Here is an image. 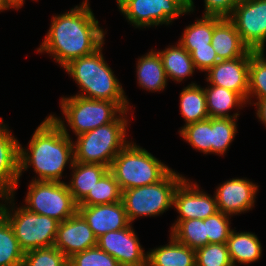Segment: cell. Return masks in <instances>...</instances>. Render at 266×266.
<instances>
[{"label":"cell","instance_id":"obj_32","mask_svg":"<svg viewBox=\"0 0 266 266\" xmlns=\"http://www.w3.org/2000/svg\"><path fill=\"white\" fill-rule=\"evenodd\" d=\"M238 119L211 118V154L223 156L234 142Z\"/></svg>","mask_w":266,"mask_h":266},{"label":"cell","instance_id":"obj_15","mask_svg":"<svg viewBox=\"0 0 266 266\" xmlns=\"http://www.w3.org/2000/svg\"><path fill=\"white\" fill-rule=\"evenodd\" d=\"M20 141L0 117V198L14 195L19 179Z\"/></svg>","mask_w":266,"mask_h":266},{"label":"cell","instance_id":"obj_28","mask_svg":"<svg viewBox=\"0 0 266 266\" xmlns=\"http://www.w3.org/2000/svg\"><path fill=\"white\" fill-rule=\"evenodd\" d=\"M169 232L177 242L194 250L209 244L206 224L201 219L174 221Z\"/></svg>","mask_w":266,"mask_h":266},{"label":"cell","instance_id":"obj_13","mask_svg":"<svg viewBox=\"0 0 266 266\" xmlns=\"http://www.w3.org/2000/svg\"><path fill=\"white\" fill-rule=\"evenodd\" d=\"M133 225L110 231L97 239V246L121 266H147L148 252L142 247Z\"/></svg>","mask_w":266,"mask_h":266},{"label":"cell","instance_id":"obj_36","mask_svg":"<svg viewBox=\"0 0 266 266\" xmlns=\"http://www.w3.org/2000/svg\"><path fill=\"white\" fill-rule=\"evenodd\" d=\"M68 266H121L119 262L98 246L74 254Z\"/></svg>","mask_w":266,"mask_h":266},{"label":"cell","instance_id":"obj_39","mask_svg":"<svg viewBox=\"0 0 266 266\" xmlns=\"http://www.w3.org/2000/svg\"><path fill=\"white\" fill-rule=\"evenodd\" d=\"M190 55L196 70L204 73L219 61L212 44L209 47L195 48Z\"/></svg>","mask_w":266,"mask_h":266},{"label":"cell","instance_id":"obj_14","mask_svg":"<svg viewBox=\"0 0 266 266\" xmlns=\"http://www.w3.org/2000/svg\"><path fill=\"white\" fill-rule=\"evenodd\" d=\"M259 186L245 177L222 181L214 191L218 211L232 217L252 211Z\"/></svg>","mask_w":266,"mask_h":266},{"label":"cell","instance_id":"obj_7","mask_svg":"<svg viewBox=\"0 0 266 266\" xmlns=\"http://www.w3.org/2000/svg\"><path fill=\"white\" fill-rule=\"evenodd\" d=\"M15 194L0 198V212L12 226L21 249L25 252L54 246L59 223L22 206H15Z\"/></svg>","mask_w":266,"mask_h":266},{"label":"cell","instance_id":"obj_6","mask_svg":"<svg viewBox=\"0 0 266 266\" xmlns=\"http://www.w3.org/2000/svg\"><path fill=\"white\" fill-rule=\"evenodd\" d=\"M109 170L124 191L159 182L172 168L131 140L115 156Z\"/></svg>","mask_w":266,"mask_h":266},{"label":"cell","instance_id":"obj_10","mask_svg":"<svg viewBox=\"0 0 266 266\" xmlns=\"http://www.w3.org/2000/svg\"><path fill=\"white\" fill-rule=\"evenodd\" d=\"M27 187L23 206L32 212L62 222L78 211V204L74 201L65 181L30 180Z\"/></svg>","mask_w":266,"mask_h":266},{"label":"cell","instance_id":"obj_35","mask_svg":"<svg viewBox=\"0 0 266 266\" xmlns=\"http://www.w3.org/2000/svg\"><path fill=\"white\" fill-rule=\"evenodd\" d=\"M21 266H68V258L55 246L25 252Z\"/></svg>","mask_w":266,"mask_h":266},{"label":"cell","instance_id":"obj_3","mask_svg":"<svg viewBox=\"0 0 266 266\" xmlns=\"http://www.w3.org/2000/svg\"><path fill=\"white\" fill-rule=\"evenodd\" d=\"M104 44L94 53L70 61L63 70L78 85L75 95L116 102L123 110H133L121 82L103 55Z\"/></svg>","mask_w":266,"mask_h":266},{"label":"cell","instance_id":"obj_38","mask_svg":"<svg viewBox=\"0 0 266 266\" xmlns=\"http://www.w3.org/2000/svg\"><path fill=\"white\" fill-rule=\"evenodd\" d=\"M241 0H204L203 16L228 18ZM194 0H188L189 11H195Z\"/></svg>","mask_w":266,"mask_h":266},{"label":"cell","instance_id":"obj_33","mask_svg":"<svg viewBox=\"0 0 266 266\" xmlns=\"http://www.w3.org/2000/svg\"><path fill=\"white\" fill-rule=\"evenodd\" d=\"M178 132L194 150L211 154V118L184 125Z\"/></svg>","mask_w":266,"mask_h":266},{"label":"cell","instance_id":"obj_30","mask_svg":"<svg viewBox=\"0 0 266 266\" xmlns=\"http://www.w3.org/2000/svg\"><path fill=\"white\" fill-rule=\"evenodd\" d=\"M121 196L122 190L112 172L108 170L78 206L115 203L121 201Z\"/></svg>","mask_w":266,"mask_h":266},{"label":"cell","instance_id":"obj_23","mask_svg":"<svg viewBox=\"0 0 266 266\" xmlns=\"http://www.w3.org/2000/svg\"><path fill=\"white\" fill-rule=\"evenodd\" d=\"M226 244L233 266L248 265L258 262L262 258L261 241L253 232H237L232 229Z\"/></svg>","mask_w":266,"mask_h":266},{"label":"cell","instance_id":"obj_20","mask_svg":"<svg viewBox=\"0 0 266 266\" xmlns=\"http://www.w3.org/2000/svg\"><path fill=\"white\" fill-rule=\"evenodd\" d=\"M135 73L136 82L142 90L160 93L167 87L163 62L156 49H150L148 53L137 58Z\"/></svg>","mask_w":266,"mask_h":266},{"label":"cell","instance_id":"obj_25","mask_svg":"<svg viewBox=\"0 0 266 266\" xmlns=\"http://www.w3.org/2000/svg\"><path fill=\"white\" fill-rule=\"evenodd\" d=\"M157 51L161 56L168 81L180 84L197 71L190 53L179 42Z\"/></svg>","mask_w":266,"mask_h":266},{"label":"cell","instance_id":"obj_18","mask_svg":"<svg viewBox=\"0 0 266 266\" xmlns=\"http://www.w3.org/2000/svg\"><path fill=\"white\" fill-rule=\"evenodd\" d=\"M78 212L86 220L97 239L105 233L124 229L131 224L122 201L102 205L78 206Z\"/></svg>","mask_w":266,"mask_h":266},{"label":"cell","instance_id":"obj_24","mask_svg":"<svg viewBox=\"0 0 266 266\" xmlns=\"http://www.w3.org/2000/svg\"><path fill=\"white\" fill-rule=\"evenodd\" d=\"M71 179L66 182L74 201L79 204L96 185L101 177L109 170V167L93 163H73Z\"/></svg>","mask_w":266,"mask_h":266},{"label":"cell","instance_id":"obj_29","mask_svg":"<svg viewBox=\"0 0 266 266\" xmlns=\"http://www.w3.org/2000/svg\"><path fill=\"white\" fill-rule=\"evenodd\" d=\"M24 254L12 226L0 212V266H21Z\"/></svg>","mask_w":266,"mask_h":266},{"label":"cell","instance_id":"obj_2","mask_svg":"<svg viewBox=\"0 0 266 266\" xmlns=\"http://www.w3.org/2000/svg\"><path fill=\"white\" fill-rule=\"evenodd\" d=\"M27 146L20 144L19 179L31 167L33 181L64 182L63 171L74 163L73 139L50 115L36 127Z\"/></svg>","mask_w":266,"mask_h":266},{"label":"cell","instance_id":"obj_21","mask_svg":"<svg viewBox=\"0 0 266 266\" xmlns=\"http://www.w3.org/2000/svg\"><path fill=\"white\" fill-rule=\"evenodd\" d=\"M206 95V104L209 118H232L238 119L240 116L239 109L245 108L247 102L237 93L232 90L219 87L216 85L207 84L203 87ZM237 110L230 115L229 112Z\"/></svg>","mask_w":266,"mask_h":266},{"label":"cell","instance_id":"obj_41","mask_svg":"<svg viewBox=\"0 0 266 266\" xmlns=\"http://www.w3.org/2000/svg\"><path fill=\"white\" fill-rule=\"evenodd\" d=\"M9 9H15L16 11L19 10V8L11 1V0H0V12L9 10Z\"/></svg>","mask_w":266,"mask_h":266},{"label":"cell","instance_id":"obj_11","mask_svg":"<svg viewBox=\"0 0 266 266\" xmlns=\"http://www.w3.org/2000/svg\"><path fill=\"white\" fill-rule=\"evenodd\" d=\"M228 19L253 51H265L266 0H241Z\"/></svg>","mask_w":266,"mask_h":266},{"label":"cell","instance_id":"obj_40","mask_svg":"<svg viewBox=\"0 0 266 266\" xmlns=\"http://www.w3.org/2000/svg\"><path fill=\"white\" fill-rule=\"evenodd\" d=\"M253 105L256 107V118L266 127V99H259Z\"/></svg>","mask_w":266,"mask_h":266},{"label":"cell","instance_id":"obj_26","mask_svg":"<svg viewBox=\"0 0 266 266\" xmlns=\"http://www.w3.org/2000/svg\"><path fill=\"white\" fill-rule=\"evenodd\" d=\"M180 114L184 125L209 118L204 88L195 81L187 85L179 94Z\"/></svg>","mask_w":266,"mask_h":266},{"label":"cell","instance_id":"obj_16","mask_svg":"<svg viewBox=\"0 0 266 266\" xmlns=\"http://www.w3.org/2000/svg\"><path fill=\"white\" fill-rule=\"evenodd\" d=\"M54 246L68 259L74 254L97 246V238L83 216L77 211L59 223Z\"/></svg>","mask_w":266,"mask_h":266},{"label":"cell","instance_id":"obj_31","mask_svg":"<svg viewBox=\"0 0 266 266\" xmlns=\"http://www.w3.org/2000/svg\"><path fill=\"white\" fill-rule=\"evenodd\" d=\"M253 98L266 99V57L265 51H252L248 76L247 105L253 106Z\"/></svg>","mask_w":266,"mask_h":266},{"label":"cell","instance_id":"obj_17","mask_svg":"<svg viewBox=\"0 0 266 266\" xmlns=\"http://www.w3.org/2000/svg\"><path fill=\"white\" fill-rule=\"evenodd\" d=\"M250 56L218 61L205 73L207 84L237 92L246 102Z\"/></svg>","mask_w":266,"mask_h":266},{"label":"cell","instance_id":"obj_12","mask_svg":"<svg viewBox=\"0 0 266 266\" xmlns=\"http://www.w3.org/2000/svg\"><path fill=\"white\" fill-rule=\"evenodd\" d=\"M200 188L187 177L179 183L173 198V207L178 213L175 221L204 220L218 212L215 194L212 196Z\"/></svg>","mask_w":266,"mask_h":266},{"label":"cell","instance_id":"obj_34","mask_svg":"<svg viewBox=\"0 0 266 266\" xmlns=\"http://www.w3.org/2000/svg\"><path fill=\"white\" fill-rule=\"evenodd\" d=\"M196 266H233L226 243H209L195 250Z\"/></svg>","mask_w":266,"mask_h":266},{"label":"cell","instance_id":"obj_4","mask_svg":"<svg viewBox=\"0 0 266 266\" xmlns=\"http://www.w3.org/2000/svg\"><path fill=\"white\" fill-rule=\"evenodd\" d=\"M130 112L124 110L113 122L76 136L74 161L110 168L115 156L132 140L127 138Z\"/></svg>","mask_w":266,"mask_h":266},{"label":"cell","instance_id":"obj_27","mask_svg":"<svg viewBox=\"0 0 266 266\" xmlns=\"http://www.w3.org/2000/svg\"><path fill=\"white\" fill-rule=\"evenodd\" d=\"M217 16H203L186 26L178 42L191 53L195 48L209 47L214 26L221 20Z\"/></svg>","mask_w":266,"mask_h":266},{"label":"cell","instance_id":"obj_37","mask_svg":"<svg viewBox=\"0 0 266 266\" xmlns=\"http://www.w3.org/2000/svg\"><path fill=\"white\" fill-rule=\"evenodd\" d=\"M231 217L218 211L214 215L204 219L206 236H208L209 243H227L233 229L231 228Z\"/></svg>","mask_w":266,"mask_h":266},{"label":"cell","instance_id":"obj_1","mask_svg":"<svg viewBox=\"0 0 266 266\" xmlns=\"http://www.w3.org/2000/svg\"><path fill=\"white\" fill-rule=\"evenodd\" d=\"M50 20L49 30L36 50L38 54H49L62 68L105 44L107 28L100 27L89 0L53 15Z\"/></svg>","mask_w":266,"mask_h":266},{"label":"cell","instance_id":"obj_9","mask_svg":"<svg viewBox=\"0 0 266 266\" xmlns=\"http://www.w3.org/2000/svg\"><path fill=\"white\" fill-rule=\"evenodd\" d=\"M117 8L135 28L147 29L172 25L185 14H191L188 0H116Z\"/></svg>","mask_w":266,"mask_h":266},{"label":"cell","instance_id":"obj_5","mask_svg":"<svg viewBox=\"0 0 266 266\" xmlns=\"http://www.w3.org/2000/svg\"><path fill=\"white\" fill-rule=\"evenodd\" d=\"M59 103L63 117L51 113L49 115L70 137L69 129L76 137L113 122L124 111L116 102L77 95L62 96Z\"/></svg>","mask_w":266,"mask_h":266},{"label":"cell","instance_id":"obj_42","mask_svg":"<svg viewBox=\"0 0 266 266\" xmlns=\"http://www.w3.org/2000/svg\"><path fill=\"white\" fill-rule=\"evenodd\" d=\"M19 9L21 8V7H23L24 6V2H25V0H11ZM33 1V0H32ZM34 1H39V0H34Z\"/></svg>","mask_w":266,"mask_h":266},{"label":"cell","instance_id":"obj_19","mask_svg":"<svg viewBox=\"0 0 266 266\" xmlns=\"http://www.w3.org/2000/svg\"><path fill=\"white\" fill-rule=\"evenodd\" d=\"M211 44L219 61L251 56L253 51L242 41L234 24L228 18H222L214 26Z\"/></svg>","mask_w":266,"mask_h":266},{"label":"cell","instance_id":"obj_8","mask_svg":"<svg viewBox=\"0 0 266 266\" xmlns=\"http://www.w3.org/2000/svg\"><path fill=\"white\" fill-rule=\"evenodd\" d=\"M184 178L172 169L159 182L122 191L121 201L130 223L139 217H157L172 208L175 190Z\"/></svg>","mask_w":266,"mask_h":266},{"label":"cell","instance_id":"obj_22","mask_svg":"<svg viewBox=\"0 0 266 266\" xmlns=\"http://www.w3.org/2000/svg\"><path fill=\"white\" fill-rule=\"evenodd\" d=\"M169 236L166 245L147 251V266H196L195 250Z\"/></svg>","mask_w":266,"mask_h":266}]
</instances>
